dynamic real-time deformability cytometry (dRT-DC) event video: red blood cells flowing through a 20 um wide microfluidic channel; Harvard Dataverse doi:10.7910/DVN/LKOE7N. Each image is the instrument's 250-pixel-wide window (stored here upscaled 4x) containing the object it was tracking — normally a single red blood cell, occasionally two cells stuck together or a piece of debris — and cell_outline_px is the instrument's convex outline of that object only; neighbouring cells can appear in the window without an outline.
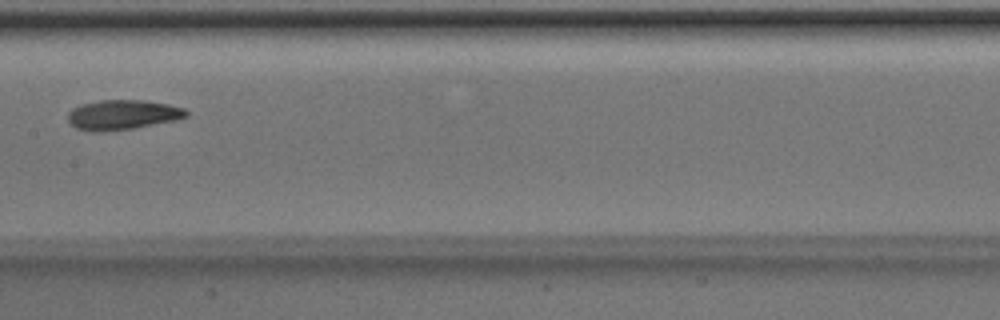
{"species": "Egyptian fruit bat (a non-hibernating species)", "species_latin": "Rousettus aegyptiacus", "temperature_condition": "room temperature", "stored_images_in_passage": 6, "camera_frame_rate_fps": 3000, "um_per_image_px": 0.085, "animal": {"sex": "male"}, "frame": {"image": 1, "passage_image": 6, "time_ms": 1.667, "image_size_px": [1000, 320], "cell_outline_px": [[188, 116], [176, 120], [132, 128], [104, 132], [92, 132], [76, 128], [68, 120], [68, 112], [72, 108], [80, 104], [100, 100], [144, 100], [168, 104], [184, 108], [188, 112]], "centroid_in_image_um": [10.4, 9.75], "position_along_channel_um": 197.0, "area_um2": 20.63}}